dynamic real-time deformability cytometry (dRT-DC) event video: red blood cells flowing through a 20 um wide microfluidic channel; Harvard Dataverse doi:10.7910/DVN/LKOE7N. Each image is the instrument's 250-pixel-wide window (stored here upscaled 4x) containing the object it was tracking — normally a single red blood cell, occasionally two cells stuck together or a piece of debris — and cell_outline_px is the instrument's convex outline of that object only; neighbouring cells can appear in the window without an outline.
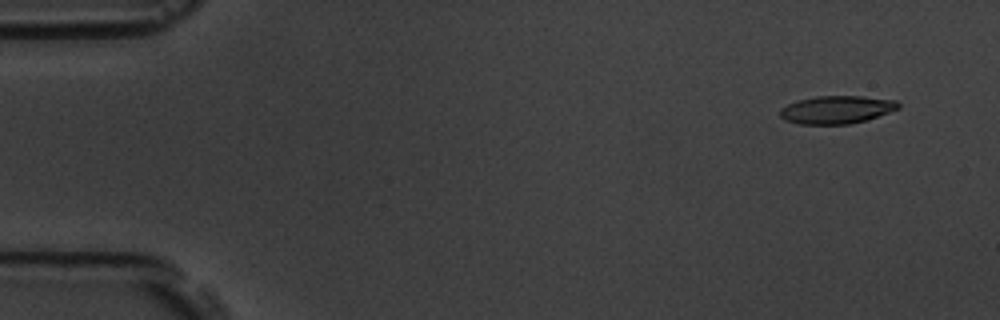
{"species": "common noctule bat (a hibernating species)", "species_latin": "Nyctalus noctula", "temperature_condition": "room temperature", "stored_images_in_passage": 5, "camera_frame_rate_fps": 3000, "um_per_image_px": 0.085, "animal": {"sex": "male", "body_mass_g": 19.5, "forearm_length_mm": 54.6}, "frame": {"image": 1, "passage_image": 1, "time_ms": 0.0, "image_size_px": [1000, 320], "cell_outline_px": [[900, 108], [864, 120], [848, 124], [800, 124], [784, 120], [780, 116], [780, 108], [788, 104], [800, 100], [816, 96], [860, 96], [896, 100], [900, 104]], "centroid_in_image_um": [71.09, 9.32], "position_along_channel_um": 13.9, "area_um2": 19.02}}